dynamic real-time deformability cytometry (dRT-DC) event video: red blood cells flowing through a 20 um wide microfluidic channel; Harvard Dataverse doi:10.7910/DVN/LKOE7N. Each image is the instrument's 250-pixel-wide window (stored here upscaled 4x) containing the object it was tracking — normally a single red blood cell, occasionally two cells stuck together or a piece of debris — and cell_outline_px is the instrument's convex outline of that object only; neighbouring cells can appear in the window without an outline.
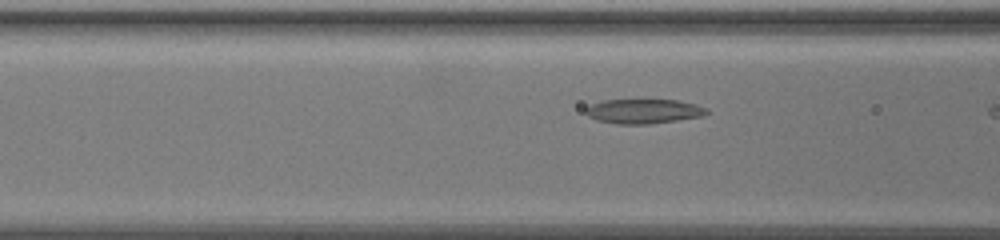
{"species": "common noctule bat (a hibernating species)", "species_latin": "Nyctalus noctula", "temperature_condition": "warm", "stored_images_in_passage": 9, "camera_frame_rate_fps": 3000, "um_per_image_px": 0.085, "animal": {"sex": "female", "body_mass_g": 19.5, "forearm_length_mm": 54.1}, "frame": {"image": 1, "passage_image": 7, "time_ms": 2.0, "image_size_px": [1000, 240], "cell_outline_px": [[708, 112], [704, 116], [648, 124], [616, 124], [596, 120], [588, 116], [584, 112], [584, 108], [600, 100], [676, 100], [696, 104], [708, 108]], "centroid_in_image_um": [54.68, 9.46], "position_along_channel_um": 111.9, "area_um2": 17.4}}